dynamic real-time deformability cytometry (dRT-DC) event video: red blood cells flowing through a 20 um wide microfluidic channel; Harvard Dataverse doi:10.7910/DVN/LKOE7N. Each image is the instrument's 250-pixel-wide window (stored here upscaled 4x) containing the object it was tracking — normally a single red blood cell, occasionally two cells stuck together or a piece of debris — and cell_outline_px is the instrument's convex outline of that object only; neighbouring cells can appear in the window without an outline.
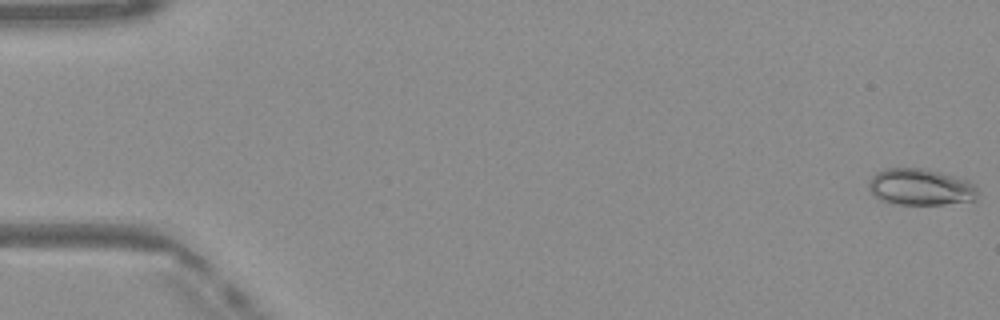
{"species": "Egyptian fruit bat (a non-hibernating species)", "species_latin": "Rousettus aegyptiacus", "temperature_condition": "warm", "stored_images_in_passage": 50, "camera_frame_rate_fps": 3000, "um_per_image_px": 0.085, "frame": {"image": 1, "passage_image": 1, "time_ms": 0.0, "image_size_px": [1000, 320], "cell_outline_px": [[976, 200], [944, 204], [892, 204], [880, 200], [868, 188], [868, 184], [872, 176], [876, 172], [884, 168], [920, 168], [940, 172], [968, 180], [976, 188]], "centroid_in_image_um": [78.21, 15.9], "position_along_channel_um": 6.8, "area_um2": 23.12}}
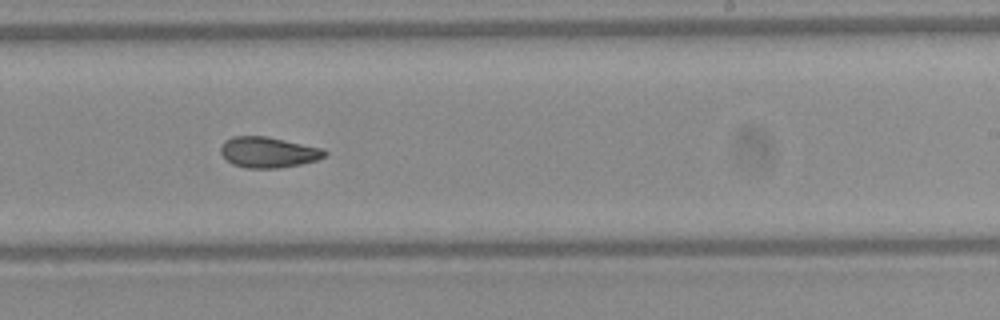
{"frame": {"image": 2, "passage_image": 31, "time_ms": 10.0, "image_size_px": [1000, 320], "cell_outline_px": [[328, 156], [316, 160], [300, 164], [276, 168], [248, 168], [232, 164], [220, 152], [220, 148], [224, 140], [232, 136], [268, 136], [324, 148], [328, 152]], "centroid_in_image_um": [22.83, 12.93], "position_along_channel_um": 266.2, "area_um2": 18.79}}
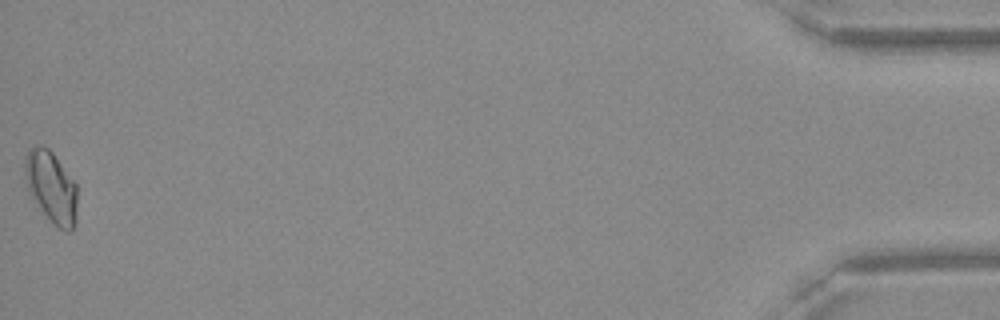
{"frame": {"image": 3, "passage_image": 50, "time_ms": 16.333, "image_size_px": [1000, 320], "cell_outline_px": [[76, 220], [72, 228], [68, 232], [64, 232], [44, 212], [28, 192], [24, 172], [24, 156], [28, 148], [40, 144], [48, 148], [52, 152], [76, 184]], "centroid_in_image_um": [4.32, 15.83], "position_along_channel_um": 430.9, "area_um2": 21.56}, "authors_computed_cell_mechanics": {"area_um2": 19.5364, "velocity_mm_per_s": 4.114, "shape_relaxation_time_tau1_ms": null, "shape_relaxation_time_tau2_ms": 2.416, "deformation_change_tau1": null, "deformation_change_tau2": 0.0484}}